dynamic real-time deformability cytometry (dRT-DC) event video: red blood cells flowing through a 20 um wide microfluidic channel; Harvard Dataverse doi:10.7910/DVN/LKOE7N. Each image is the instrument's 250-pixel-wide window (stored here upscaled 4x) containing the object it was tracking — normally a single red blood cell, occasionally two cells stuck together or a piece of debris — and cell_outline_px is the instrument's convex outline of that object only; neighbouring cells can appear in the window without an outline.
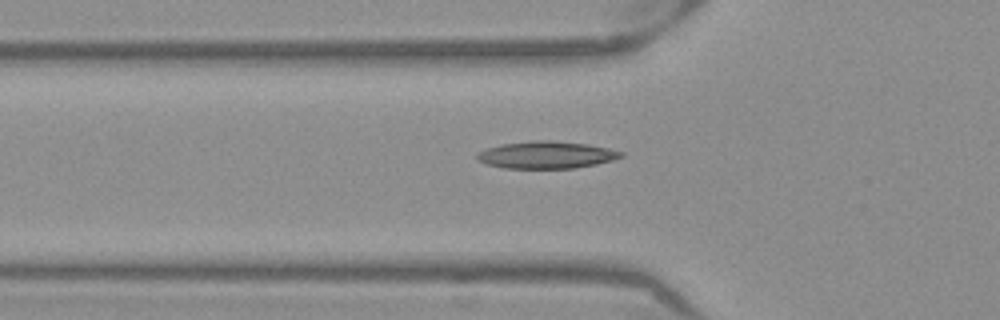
{"species": "Egyptian fruit bat (a non-hibernating species)", "species_latin": "Rousettus aegyptiacus", "temperature_condition": "warm", "stored_images_in_passage": 37, "camera_frame_rate_fps": 3000, "um_per_image_px": 0.085, "frame": {"image": 1, "passage_image": 9, "time_ms": 2.667, "image_size_px": [1000, 320], "cell_outline_px": [[624, 156], [612, 160], [596, 164], [572, 168], [504, 168], [488, 164], [476, 160], [476, 152], [500, 144], [532, 140], [548, 140], [588, 144], [608, 148], [624, 152]], "centroid_in_image_um": [46.42, 13.16], "position_along_channel_um": 79.4, "area_um2": 22.83}}
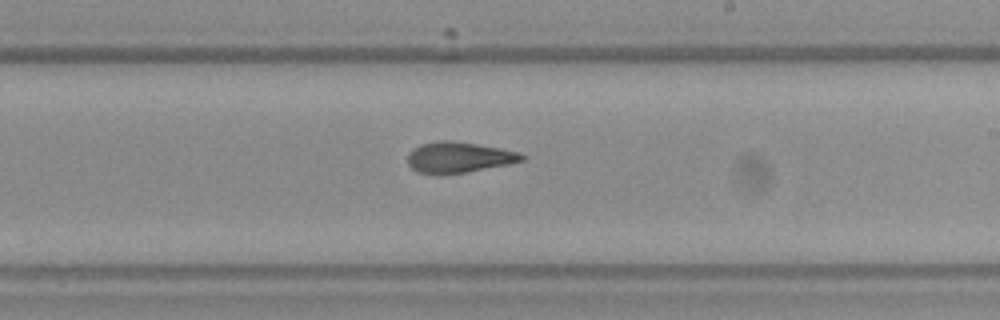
{"frame": {"image": 2, "passage_image": 22, "time_ms": 7.0, "image_size_px": [1000, 320], "cell_outline_px": [[524, 160], [508, 164], [464, 172], [440, 176], [436, 176], [416, 172], [408, 164], [408, 152], [412, 148], [420, 144], [440, 140], [452, 140], [500, 148], [520, 152], [524, 156]], "centroid_in_image_um": [38.92, 13.38], "position_along_channel_um": 250.1, "area_um2": 20.75}}
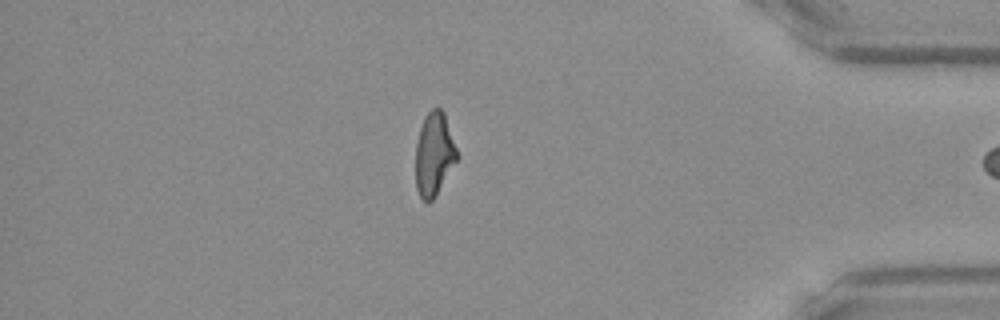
{"frame": {"image": 3, "passage_image": 36, "time_ms": 11.667, "image_size_px": [1000, 320], "cell_outline_px": [[460, 156], [432, 200], [428, 204], [420, 196], [416, 188], [416, 144], [420, 128], [424, 116], [436, 104], [444, 112]], "centroid_in_image_um": [36.91, 13.06], "position_along_channel_um": 398.3, "area_um2": 20.23}}